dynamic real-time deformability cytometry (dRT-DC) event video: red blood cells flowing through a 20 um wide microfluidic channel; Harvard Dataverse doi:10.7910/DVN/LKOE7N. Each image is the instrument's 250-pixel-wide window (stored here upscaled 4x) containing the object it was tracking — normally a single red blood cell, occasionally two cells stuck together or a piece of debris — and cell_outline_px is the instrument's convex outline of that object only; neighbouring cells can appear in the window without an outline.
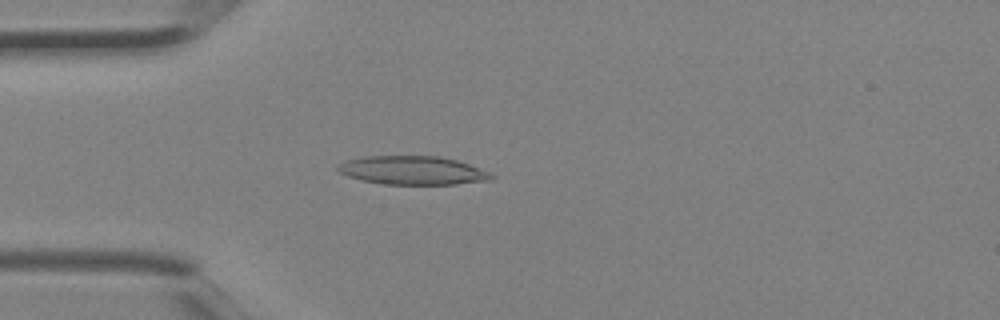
{"species": "Egyptian fruit bat (a non-hibernating species)", "species_latin": "Rousettus aegyptiacus", "temperature_condition": "room temperature", "stored_images_in_passage": 1, "camera_frame_rate_fps": 3000, "um_per_image_px": 0.085, "animal": {"sex": "female"}, "frame": {"image": 1, "passage_image": 1, "time_ms": 0.0, "image_size_px": [1000, 320], "cell_outline_px": [[496, 176], [492, 180], [456, 184], [384, 184], [364, 180], [348, 176], [340, 172], [336, 168], [336, 164], [344, 160], [364, 156], [440, 156], [456, 160], [468, 164], [488, 172]], "centroid_in_image_um": [35.05, 14.47], "position_along_channel_um": 50.0, "area_um2": 25.55}}